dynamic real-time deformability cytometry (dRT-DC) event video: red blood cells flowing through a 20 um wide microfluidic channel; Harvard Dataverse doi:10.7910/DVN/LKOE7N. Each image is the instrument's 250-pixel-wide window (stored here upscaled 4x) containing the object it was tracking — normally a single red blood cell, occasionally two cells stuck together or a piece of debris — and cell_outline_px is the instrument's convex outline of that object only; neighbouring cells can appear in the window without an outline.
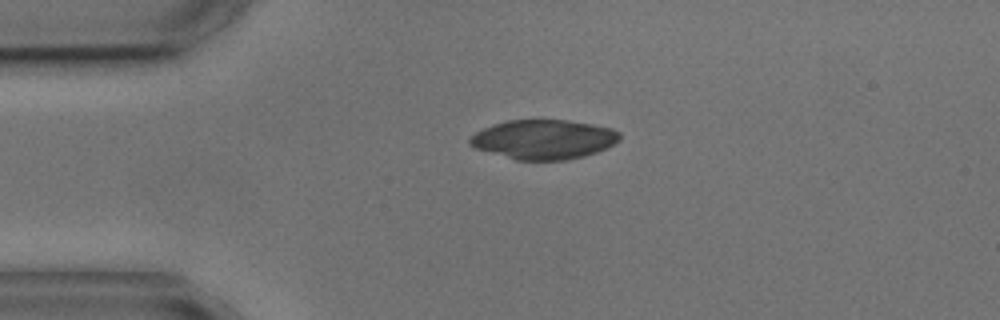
{"species": "common noctule bat (a hibernating species)", "species_latin": "Nyctalus noctula", "temperature_condition": "cold", "stored_images_in_passage": 3, "camera_frame_rate_fps": 3000, "um_per_image_px": 0.085, "animal": {"sex": "male", "body_mass_g": 17.9, "forearm_length_mm": 54.2}, "frame": {"image": 1, "passage_image": 1, "time_ms": 0.0, "image_size_px": [1000, 320], "cell_outline_px": [[620, 140], [596, 152], [584, 156], [568, 160], [516, 160], [476, 148], [468, 144], [468, 140], [476, 132], [484, 128], [508, 120], [568, 120], [612, 128], [620, 132]], "centroid_in_image_um": [46.22, 11.85], "position_along_channel_um": 38.8, "area_um2": 34.16}}